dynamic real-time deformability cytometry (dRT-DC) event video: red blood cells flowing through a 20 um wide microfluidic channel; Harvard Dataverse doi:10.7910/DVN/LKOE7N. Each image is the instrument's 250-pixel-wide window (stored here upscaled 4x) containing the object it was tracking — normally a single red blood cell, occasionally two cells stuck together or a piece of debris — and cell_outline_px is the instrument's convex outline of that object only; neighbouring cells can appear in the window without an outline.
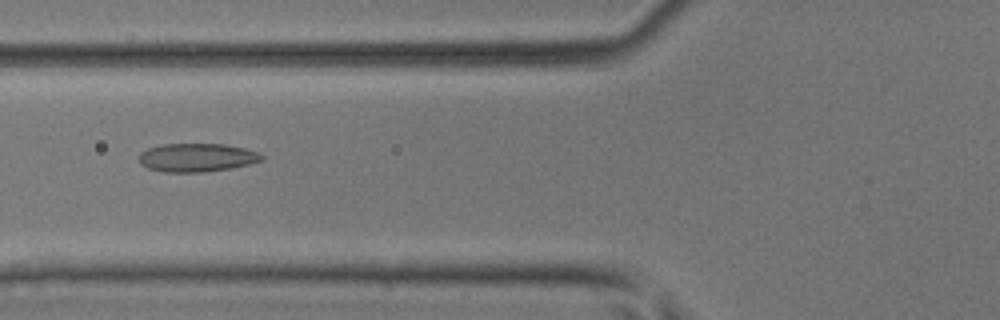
{"species": "common noctule bat (a hibernating species)", "species_latin": "Nyctalus noctula", "temperature_condition": "room temperature", "stored_images_in_passage": 50, "camera_frame_rate_fps": 3000, "um_per_image_px": 0.085, "animal": {"sex": "male", "body_mass_g": 17.9, "forearm_length_mm": 54.2}, "frame": {"image": 1, "passage_image": 20, "time_ms": 6.333, "image_size_px": [1000, 320], "cell_outline_px": [[264, 160], [248, 164], [228, 168], [204, 172], [164, 172], [148, 168], [140, 164], [140, 152], [148, 148], [160, 144], [224, 144], [244, 148], [260, 152], [264, 156]], "centroid_in_image_um": [16.74, 13.38], "position_along_channel_um": 109.1, "area_um2": 20.35}}
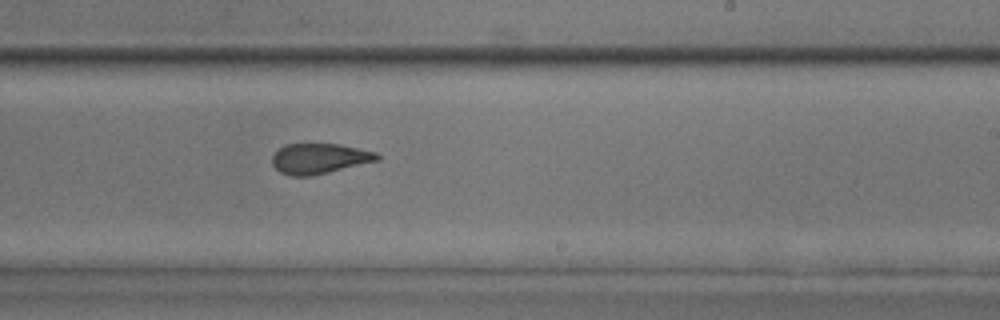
{"frame": {"image": 2, "passage_image": 31, "time_ms": 10.0, "image_size_px": [1000, 320], "cell_outline_px": [[380, 160], [312, 176], [292, 176], [280, 172], [272, 164], [272, 156], [284, 144], [340, 144], [376, 152], [380, 156]], "centroid_in_image_um": [27.16, 13.48], "position_along_channel_um": 261.8, "area_um2": 18.55}}
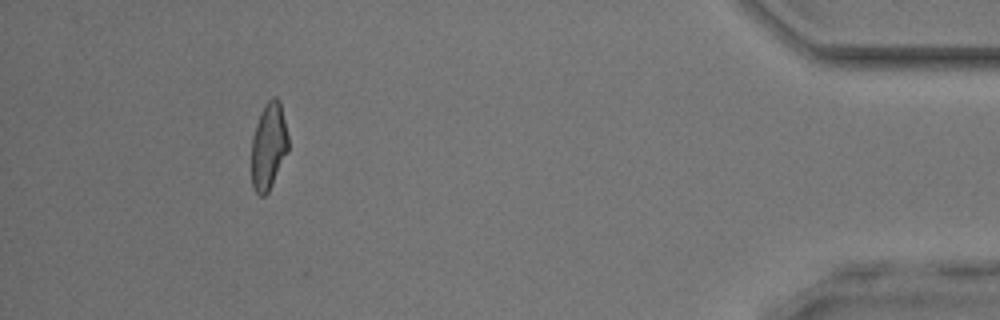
{"frame": {"image": 3, "passage_image": 46, "time_ms": 15.0, "image_size_px": [1000, 320], "cell_outline_px": [[288, 152], [268, 192], [264, 196], [260, 196], [256, 192], [252, 184], [252, 136], [256, 124], [268, 100], [272, 96], [276, 96], [280, 100], [288, 136]], "centroid_in_image_um": [22.84, 12.42], "position_along_channel_um": 412.4, "area_um2": 18.44}, "authors_computed_cell_mechanics": {"area_um2": 19.5653, "velocity_mm_per_s": 4.1817, "shape_relaxation_time_tau1_ms": null, "shape_relaxation_time_tau2_ms": 1.5636, "deformation_change_tau1": null, "deformation_change_tau2": 0.0797}}